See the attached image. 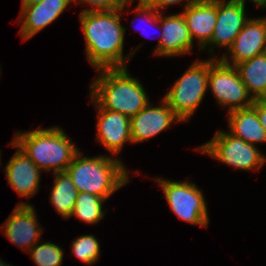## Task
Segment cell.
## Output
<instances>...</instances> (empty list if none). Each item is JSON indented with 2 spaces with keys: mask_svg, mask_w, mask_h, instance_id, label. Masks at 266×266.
Wrapping results in <instances>:
<instances>
[{
  "mask_svg": "<svg viewBox=\"0 0 266 266\" xmlns=\"http://www.w3.org/2000/svg\"><path fill=\"white\" fill-rule=\"evenodd\" d=\"M0 266H12V265H8L5 262H3L2 260H0Z\"/></svg>",
  "mask_w": 266,
  "mask_h": 266,
  "instance_id": "29",
  "label": "cell"
},
{
  "mask_svg": "<svg viewBox=\"0 0 266 266\" xmlns=\"http://www.w3.org/2000/svg\"><path fill=\"white\" fill-rule=\"evenodd\" d=\"M209 88L222 107H230L229 112L250 107L254 103L236 66L228 65L216 57L209 60Z\"/></svg>",
  "mask_w": 266,
  "mask_h": 266,
  "instance_id": "7",
  "label": "cell"
},
{
  "mask_svg": "<svg viewBox=\"0 0 266 266\" xmlns=\"http://www.w3.org/2000/svg\"><path fill=\"white\" fill-rule=\"evenodd\" d=\"M44 0H22V5L38 4Z\"/></svg>",
  "mask_w": 266,
  "mask_h": 266,
  "instance_id": "28",
  "label": "cell"
},
{
  "mask_svg": "<svg viewBox=\"0 0 266 266\" xmlns=\"http://www.w3.org/2000/svg\"><path fill=\"white\" fill-rule=\"evenodd\" d=\"M41 170L18 148L5 166L9 185L22 197H32L39 190Z\"/></svg>",
  "mask_w": 266,
  "mask_h": 266,
  "instance_id": "16",
  "label": "cell"
},
{
  "mask_svg": "<svg viewBox=\"0 0 266 266\" xmlns=\"http://www.w3.org/2000/svg\"><path fill=\"white\" fill-rule=\"evenodd\" d=\"M50 201L62 218H70L74 210L78 191L66 171L56 172Z\"/></svg>",
  "mask_w": 266,
  "mask_h": 266,
  "instance_id": "20",
  "label": "cell"
},
{
  "mask_svg": "<svg viewBox=\"0 0 266 266\" xmlns=\"http://www.w3.org/2000/svg\"><path fill=\"white\" fill-rule=\"evenodd\" d=\"M11 147L22 150L40 169L64 172L79 149L59 127L16 133Z\"/></svg>",
  "mask_w": 266,
  "mask_h": 266,
  "instance_id": "3",
  "label": "cell"
},
{
  "mask_svg": "<svg viewBox=\"0 0 266 266\" xmlns=\"http://www.w3.org/2000/svg\"><path fill=\"white\" fill-rule=\"evenodd\" d=\"M146 1L150 6H152L155 10L159 12V10L165 9L166 6H169L170 4H176V3H182L183 1L187 2L185 6L188 7L189 5L197 2L198 0H144Z\"/></svg>",
  "mask_w": 266,
  "mask_h": 266,
  "instance_id": "25",
  "label": "cell"
},
{
  "mask_svg": "<svg viewBox=\"0 0 266 266\" xmlns=\"http://www.w3.org/2000/svg\"><path fill=\"white\" fill-rule=\"evenodd\" d=\"M249 1L250 2L252 1V3L256 4L255 6L266 8V0H249Z\"/></svg>",
  "mask_w": 266,
  "mask_h": 266,
  "instance_id": "27",
  "label": "cell"
},
{
  "mask_svg": "<svg viewBox=\"0 0 266 266\" xmlns=\"http://www.w3.org/2000/svg\"><path fill=\"white\" fill-rule=\"evenodd\" d=\"M228 52L230 57L225 54L220 59L231 66H237L266 52V17L250 18L235 38Z\"/></svg>",
  "mask_w": 266,
  "mask_h": 266,
  "instance_id": "11",
  "label": "cell"
},
{
  "mask_svg": "<svg viewBox=\"0 0 266 266\" xmlns=\"http://www.w3.org/2000/svg\"><path fill=\"white\" fill-rule=\"evenodd\" d=\"M111 11H85L80 13V24L86 43V55L95 69L125 68L136 50L123 56L126 29L120 24L124 7ZM127 59V60H125Z\"/></svg>",
  "mask_w": 266,
  "mask_h": 266,
  "instance_id": "1",
  "label": "cell"
},
{
  "mask_svg": "<svg viewBox=\"0 0 266 266\" xmlns=\"http://www.w3.org/2000/svg\"><path fill=\"white\" fill-rule=\"evenodd\" d=\"M251 97L266 99V52L236 66Z\"/></svg>",
  "mask_w": 266,
  "mask_h": 266,
  "instance_id": "19",
  "label": "cell"
},
{
  "mask_svg": "<svg viewBox=\"0 0 266 266\" xmlns=\"http://www.w3.org/2000/svg\"><path fill=\"white\" fill-rule=\"evenodd\" d=\"M77 3H85L91 6V8H87L82 10L85 11H111L117 10L124 6L126 3H132L133 0H74ZM93 7V8H92ZM95 7V8H94Z\"/></svg>",
  "mask_w": 266,
  "mask_h": 266,
  "instance_id": "24",
  "label": "cell"
},
{
  "mask_svg": "<svg viewBox=\"0 0 266 266\" xmlns=\"http://www.w3.org/2000/svg\"><path fill=\"white\" fill-rule=\"evenodd\" d=\"M182 15L192 41L197 38L202 50L210 42L217 22V0H198L186 7Z\"/></svg>",
  "mask_w": 266,
  "mask_h": 266,
  "instance_id": "17",
  "label": "cell"
},
{
  "mask_svg": "<svg viewBox=\"0 0 266 266\" xmlns=\"http://www.w3.org/2000/svg\"><path fill=\"white\" fill-rule=\"evenodd\" d=\"M246 0H217V22L207 46L224 47L228 50L245 23L250 19L245 13Z\"/></svg>",
  "mask_w": 266,
  "mask_h": 266,
  "instance_id": "10",
  "label": "cell"
},
{
  "mask_svg": "<svg viewBox=\"0 0 266 266\" xmlns=\"http://www.w3.org/2000/svg\"><path fill=\"white\" fill-rule=\"evenodd\" d=\"M98 71V77L90 85V97L102 109L131 118L150 103L143 85L130 76L127 67Z\"/></svg>",
  "mask_w": 266,
  "mask_h": 266,
  "instance_id": "2",
  "label": "cell"
},
{
  "mask_svg": "<svg viewBox=\"0 0 266 266\" xmlns=\"http://www.w3.org/2000/svg\"><path fill=\"white\" fill-rule=\"evenodd\" d=\"M37 242L27 253L30 252L33 262L37 266H61L63 250L58 245L45 242L41 245Z\"/></svg>",
  "mask_w": 266,
  "mask_h": 266,
  "instance_id": "22",
  "label": "cell"
},
{
  "mask_svg": "<svg viewBox=\"0 0 266 266\" xmlns=\"http://www.w3.org/2000/svg\"><path fill=\"white\" fill-rule=\"evenodd\" d=\"M65 171L78 192H87L106 200L130 182L123 163L107 155L88 158L78 152Z\"/></svg>",
  "mask_w": 266,
  "mask_h": 266,
  "instance_id": "4",
  "label": "cell"
},
{
  "mask_svg": "<svg viewBox=\"0 0 266 266\" xmlns=\"http://www.w3.org/2000/svg\"><path fill=\"white\" fill-rule=\"evenodd\" d=\"M230 134L256 146V143L266 142V130L259 121L253 106L235 109L228 112Z\"/></svg>",
  "mask_w": 266,
  "mask_h": 266,
  "instance_id": "18",
  "label": "cell"
},
{
  "mask_svg": "<svg viewBox=\"0 0 266 266\" xmlns=\"http://www.w3.org/2000/svg\"><path fill=\"white\" fill-rule=\"evenodd\" d=\"M252 106L256 109L259 121L266 130V99H256Z\"/></svg>",
  "mask_w": 266,
  "mask_h": 266,
  "instance_id": "26",
  "label": "cell"
},
{
  "mask_svg": "<svg viewBox=\"0 0 266 266\" xmlns=\"http://www.w3.org/2000/svg\"><path fill=\"white\" fill-rule=\"evenodd\" d=\"M162 102V106L157 107L149 103L130 118L132 143L144 142L169 128L173 122L182 121L164 99Z\"/></svg>",
  "mask_w": 266,
  "mask_h": 266,
  "instance_id": "13",
  "label": "cell"
},
{
  "mask_svg": "<svg viewBox=\"0 0 266 266\" xmlns=\"http://www.w3.org/2000/svg\"><path fill=\"white\" fill-rule=\"evenodd\" d=\"M198 148L204 154L240 170H257L266 162L258 147L223 130H219L214 138Z\"/></svg>",
  "mask_w": 266,
  "mask_h": 266,
  "instance_id": "8",
  "label": "cell"
},
{
  "mask_svg": "<svg viewBox=\"0 0 266 266\" xmlns=\"http://www.w3.org/2000/svg\"><path fill=\"white\" fill-rule=\"evenodd\" d=\"M137 15H142L152 25L161 23L160 40L154 53L163 57H173L191 53L193 41L182 13L164 17L146 1L139 0L136 9Z\"/></svg>",
  "mask_w": 266,
  "mask_h": 266,
  "instance_id": "6",
  "label": "cell"
},
{
  "mask_svg": "<svg viewBox=\"0 0 266 266\" xmlns=\"http://www.w3.org/2000/svg\"><path fill=\"white\" fill-rule=\"evenodd\" d=\"M175 215L192 225L206 227L209 223L204 195L196 184L155 178Z\"/></svg>",
  "mask_w": 266,
  "mask_h": 266,
  "instance_id": "9",
  "label": "cell"
},
{
  "mask_svg": "<svg viewBox=\"0 0 266 266\" xmlns=\"http://www.w3.org/2000/svg\"><path fill=\"white\" fill-rule=\"evenodd\" d=\"M74 0H44L38 4L22 5L20 34L23 41L30 39L55 21Z\"/></svg>",
  "mask_w": 266,
  "mask_h": 266,
  "instance_id": "15",
  "label": "cell"
},
{
  "mask_svg": "<svg viewBox=\"0 0 266 266\" xmlns=\"http://www.w3.org/2000/svg\"><path fill=\"white\" fill-rule=\"evenodd\" d=\"M34 207L29 203L20 202L13 209L12 214L6 219L4 235L19 246L22 250L29 251L37 242L40 241L43 229L38 224V217ZM39 227V228H38ZM40 229V230H39Z\"/></svg>",
  "mask_w": 266,
  "mask_h": 266,
  "instance_id": "12",
  "label": "cell"
},
{
  "mask_svg": "<svg viewBox=\"0 0 266 266\" xmlns=\"http://www.w3.org/2000/svg\"><path fill=\"white\" fill-rule=\"evenodd\" d=\"M98 112L97 140L99 143L117 154L126 142H131L130 117L119 112L102 109L94 100Z\"/></svg>",
  "mask_w": 266,
  "mask_h": 266,
  "instance_id": "14",
  "label": "cell"
},
{
  "mask_svg": "<svg viewBox=\"0 0 266 266\" xmlns=\"http://www.w3.org/2000/svg\"><path fill=\"white\" fill-rule=\"evenodd\" d=\"M208 78L209 59H197L164 95L163 99L182 121L190 119L198 108L208 89Z\"/></svg>",
  "mask_w": 266,
  "mask_h": 266,
  "instance_id": "5",
  "label": "cell"
},
{
  "mask_svg": "<svg viewBox=\"0 0 266 266\" xmlns=\"http://www.w3.org/2000/svg\"><path fill=\"white\" fill-rule=\"evenodd\" d=\"M72 252L80 261L92 265L99 259L100 244L91 234L78 236L72 243Z\"/></svg>",
  "mask_w": 266,
  "mask_h": 266,
  "instance_id": "23",
  "label": "cell"
},
{
  "mask_svg": "<svg viewBox=\"0 0 266 266\" xmlns=\"http://www.w3.org/2000/svg\"><path fill=\"white\" fill-rule=\"evenodd\" d=\"M105 200L87 192H78L71 217L75 215L88 224L99 223L105 215L103 212V202Z\"/></svg>",
  "mask_w": 266,
  "mask_h": 266,
  "instance_id": "21",
  "label": "cell"
}]
</instances>
